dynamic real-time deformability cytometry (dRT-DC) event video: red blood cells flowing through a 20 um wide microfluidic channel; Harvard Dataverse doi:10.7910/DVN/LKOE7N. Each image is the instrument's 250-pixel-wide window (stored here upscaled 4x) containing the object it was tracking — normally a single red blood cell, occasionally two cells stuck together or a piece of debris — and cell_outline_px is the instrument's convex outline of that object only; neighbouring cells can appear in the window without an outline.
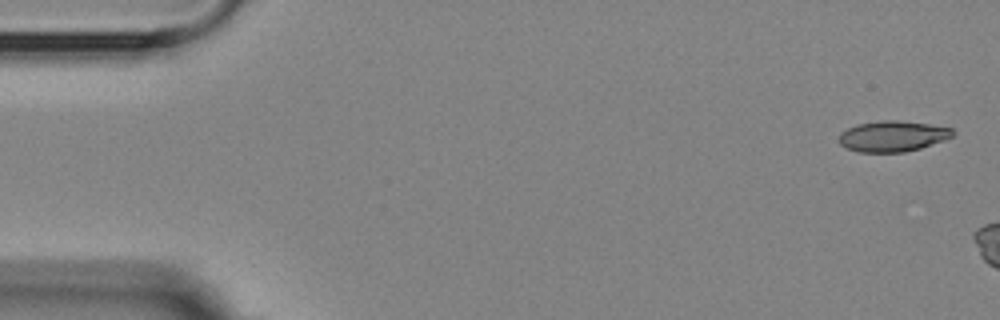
{"species": "Egyptian fruit bat (a non-hibernating species)", "species_latin": "Rousettus aegyptiacus", "temperature_condition": "room temperature", "stored_images_in_passage": 3, "camera_frame_rate_fps": 3000, "um_per_image_px": 0.085, "animal": {"sex": "female"}, "frame": {"image": 1, "passage_image": 1, "time_ms": 0.0, "image_size_px": [1000, 320], "cell_outline_px": [[956, 132], [952, 136], [944, 140], [920, 148], [904, 152], [856, 152], [840, 144], [840, 132], [856, 124], [880, 120], [900, 120], [928, 124], [952, 128]], "centroid_in_image_um": [75.87, 11.57], "position_along_channel_um": 9.1, "area_um2": 20.4}}